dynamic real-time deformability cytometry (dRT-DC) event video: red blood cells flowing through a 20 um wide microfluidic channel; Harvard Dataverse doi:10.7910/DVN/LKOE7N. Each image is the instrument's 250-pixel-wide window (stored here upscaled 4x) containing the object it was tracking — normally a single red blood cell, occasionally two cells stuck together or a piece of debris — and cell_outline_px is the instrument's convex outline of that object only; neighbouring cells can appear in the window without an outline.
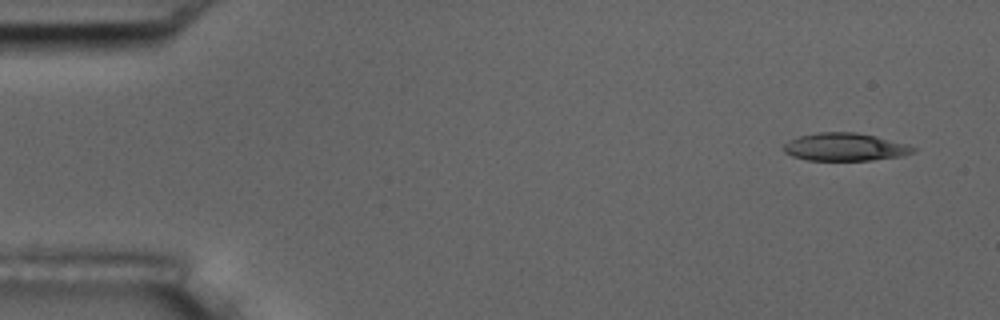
{"species": "common noctule bat (a hibernating species)", "species_latin": "Nyctalus noctula", "temperature_condition": "room temperature", "stored_images_in_passage": 7, "camera_frame_rate_fps": 3000, "um_per_image_px": 0.085, "animal": {"sex": "male", "body_mass_g": 17.5, "forearm_length_mm": 52.3}, "frame": {"image": 1, "passage_image": 1, "time_ms": 0.0, "image_size_px": [1000, 320], "cell_outline_px": [[916, 148], [912, 152], [904, 156], [872, 160], [808, 160], [792, 156], [784, 152], [784, 144], [788, 140], [800, 136], [820, 132], [856, 132], [876, 136], [908, 144]], "centroid_in_image_um": [71.83, 12.49], "position_along_channel_um": 13.2, "area_um2": 20.98}}
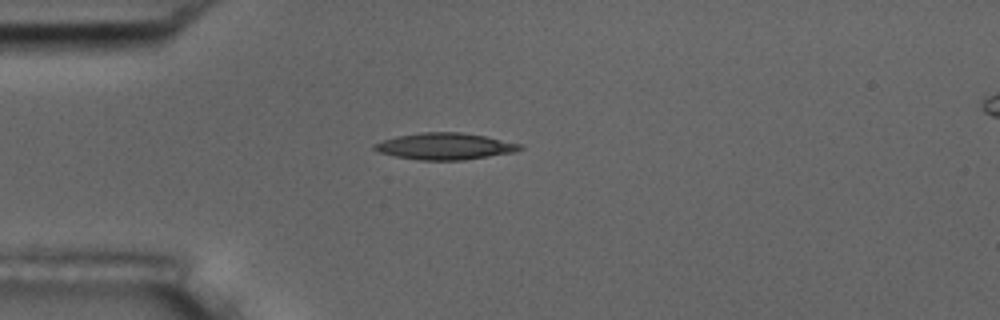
{"frame": {"image": 2, "passage_image": 4, "time_ms": 3.667, "image_size_px": [1000, 320], "cell_outline_px": [[524, 148], [516, 152], [464, 160], [420, 160], [396, 156], [376, 152], [372, 148], [372, 144], [396, 136], [420, 132], [460, 132], [484, 136], [524, 144]], "centroid_in_image_um": [37.83, 12.43], "position_along_channel_um": 47.2, "area_um2": 22.77}}